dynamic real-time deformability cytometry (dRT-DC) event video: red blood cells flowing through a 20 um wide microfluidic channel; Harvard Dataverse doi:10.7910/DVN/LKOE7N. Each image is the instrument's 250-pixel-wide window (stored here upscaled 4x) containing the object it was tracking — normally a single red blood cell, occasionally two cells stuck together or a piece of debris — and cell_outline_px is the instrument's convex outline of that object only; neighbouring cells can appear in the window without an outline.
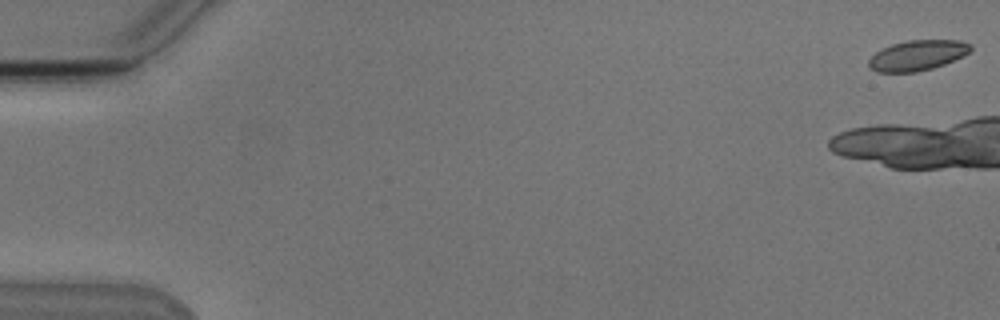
{"species": "Egyptian fruit bat (a non-hibernating species)", "species_latin": "Rousettus aegyptiacus", "temperature_condition": "cold", "stored_images_in_passage": 5, "camera_frame_rate_fps": 3000, "um_per_image_px": 0.085, "animal": {"sex": "male"}, "frame": {"image": 1, "passage_image": 1, "time_ms": 0.0, "image_size_px": [1000, 320], "cell_outline_px": [[972, 48], [964, 56], [944, 64], [932, 68], [916, 72], [880, 72], [868, 68], [868, 60], [876, 52], [892, 44], [908, 40], [960, 40], [972, 44]], "centroid_in_image_um": [77.99, 4.7], "position_along_channel_um": 7.0, "area_um2": 17.98}}